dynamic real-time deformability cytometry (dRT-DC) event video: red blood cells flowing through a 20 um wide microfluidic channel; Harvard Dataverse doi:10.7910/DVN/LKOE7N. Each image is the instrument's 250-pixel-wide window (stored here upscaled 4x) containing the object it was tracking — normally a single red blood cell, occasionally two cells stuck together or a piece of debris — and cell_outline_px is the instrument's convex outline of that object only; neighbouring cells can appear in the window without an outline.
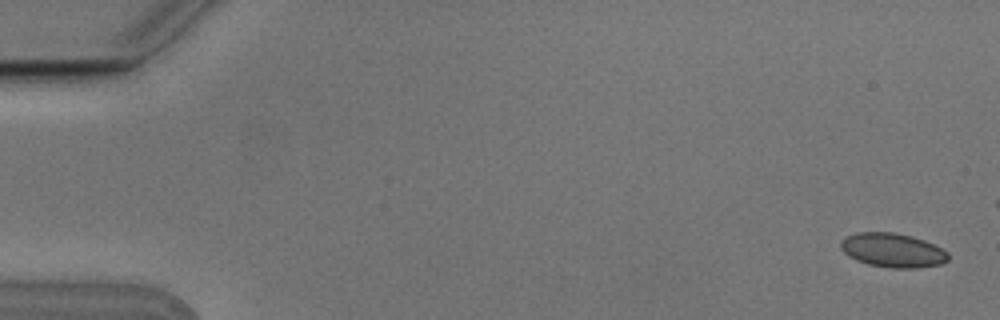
{"species": "Egyptian fruit bat (a non-hibernating species)", "species_latin": "Rousettus aegyptiacus", "temperature_condition": "cold", "stored_images_in_passage": 6, "camera_frame_rate_fps": 3000, "um_per_image_px": 0.085, "animal": {"sex": "male"}, "frame": {"image": 1, "passage_image": 1, "time_ms": 0.0, "image_size_px": [1000, 320], "cell_outline_px": [[948, 260], [940, 264], [916, 268], [892, 268], [868, 264], [856, 260], [848, 256], [840, 248], [840, 240], [856, 232], [896, 232], [912, 236], [924, 240], [948, 252]], "centroid_in_image_um": [75.85, 21.26], "position_along_channel_um": 9.2, "area_um2": 21.39}}